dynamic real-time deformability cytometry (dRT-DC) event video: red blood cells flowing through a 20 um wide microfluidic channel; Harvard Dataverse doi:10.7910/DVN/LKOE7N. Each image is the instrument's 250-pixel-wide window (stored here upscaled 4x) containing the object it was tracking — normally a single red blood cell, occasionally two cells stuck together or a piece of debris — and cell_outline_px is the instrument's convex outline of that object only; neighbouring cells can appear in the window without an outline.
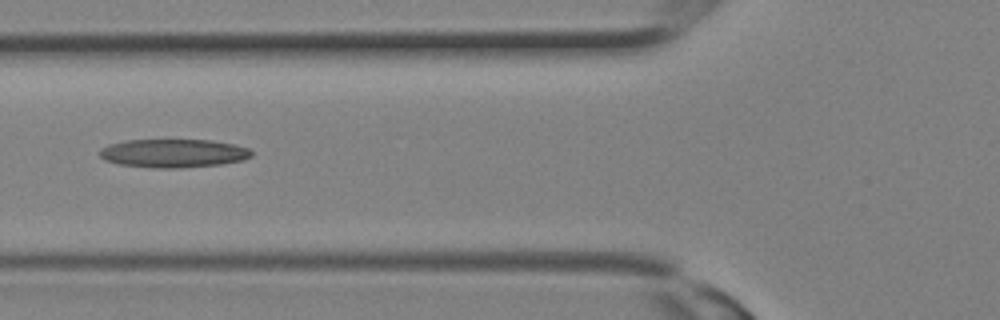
{"species": "Egyptian fruit bat (a non-hibernating species)", "species_latin": "Rousettus aegyptiacus", "temperature_condition": "room temperature", "stored_images_in_passage": 13, "camera_frame_rate_fps": 3000, "um_per_image_px": 0.085, "animal": {"sex": "female"}, "frame": {"image": 1, "passage_image": 10, "time_ms": 3.0, "image_size_px": [1000, 320], "cell_outline_px": [[252, 156], [244, 160], [220, 164], [180, 168], [152, 168], [120, 164], [104, 160], [100, 156], [100, 148], [108, 144], [128, 140], [212, 140], [232, 144], [248, 148], [252, 152]], "centroid_in_image_um": [14.73, 13.03], "position_along_channel_um": 111.1, "area_um2": 25.2}}
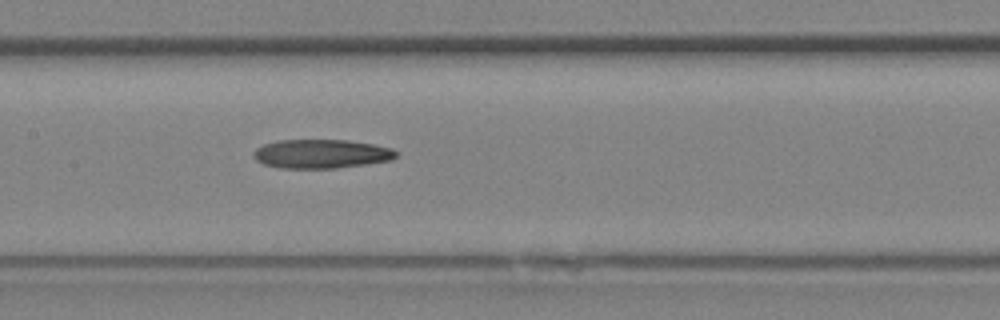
{"frame": {"image": 2, "passage_image": 13, "time_ms": 4.0, "image_size_px": [1000, 320], "cell_outline_px": [[400, 152], [392, 160], [336, 168], [280, 168], [264, 164], [256, 160], [252, 156], [252, 152], [256, 148], [264, 144], [276, 140], [348, 140], [372, 144], [392, 148]], "centroid_in_image_um": [27.3, 13.07], "position_along_channel_um": 180.1, "area_um2": 24.16}}